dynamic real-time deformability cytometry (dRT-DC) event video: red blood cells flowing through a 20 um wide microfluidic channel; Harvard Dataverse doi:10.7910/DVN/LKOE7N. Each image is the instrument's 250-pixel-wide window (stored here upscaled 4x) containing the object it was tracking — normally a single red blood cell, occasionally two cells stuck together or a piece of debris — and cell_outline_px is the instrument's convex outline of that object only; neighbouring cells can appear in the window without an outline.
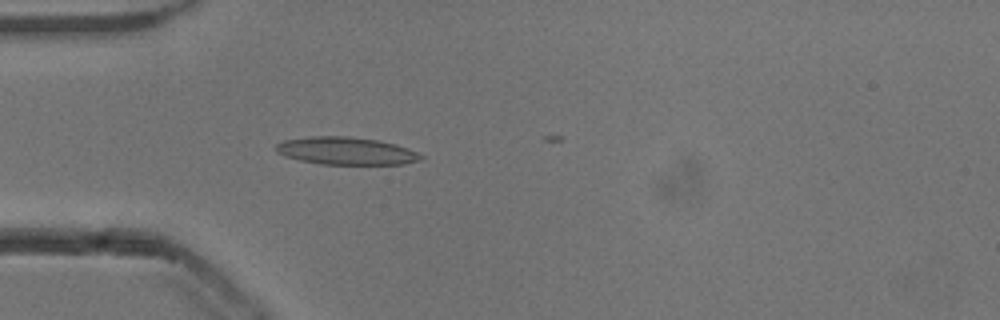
{"species": "common noctule bat (a hibernating species)", "species_latin": "Nyctalus noctula", "temperature_condition": "cold", "stored_images_in_passage": 17, "camera_frame_rate_fps": 3000, "um_per_image_px": 0.085, "animal": {"sex": "male", "body_mass_g": 13.3}, "frame": {"image": 1, "passage_image": 16, "time_ms": 5.0, "image_size_px": [1000, 320], "cell_outline_px": [[424, 160], [404, 164], [320, 164], [300, 160], [284, 156], [276, 152], [276, 144], [284, 140], [312, 136], [348, 136], [380, 140], [396, 144], [408, 148], [424, 156]], "centroid_in_image_um": [29.45, 12.83], "position_along_channel_um": 55.5, "area_um2": 23.47}}